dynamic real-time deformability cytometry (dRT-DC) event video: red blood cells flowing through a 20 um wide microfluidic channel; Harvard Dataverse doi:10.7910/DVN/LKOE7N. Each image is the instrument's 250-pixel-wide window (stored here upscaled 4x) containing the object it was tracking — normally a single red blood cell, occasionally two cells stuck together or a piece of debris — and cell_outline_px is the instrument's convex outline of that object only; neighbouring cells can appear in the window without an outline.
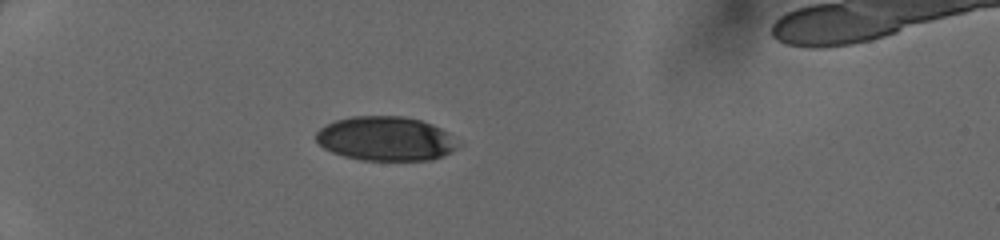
{"species": "human", "species_latin": "Homo sapiens", "temperature_condition": "cold", "stored_images_in_passage": 29, "camera_frame_rate_fps": 3000, "um_per_image_px": 0.085, "donor": {"sex": "female"}, "frame": {"image": 1, "passage_image": 1, "time_ms": 0.0, "image_size_px": [1000, 240], "cell_outline_px": [[448, 148], [440, 156], [420, 160], [372, 160], [348, 156], [336, 152], [320, 144], [316, 140], [316, 136], [328, 124], [340, 120], [364, 116], [392, 116], [416, 120], [428, 124], [436, 128]], "centroid_in_image_um": [32.55, 11.78], "position_along_channel_um": 52.4, "area_um2": 33.0}}
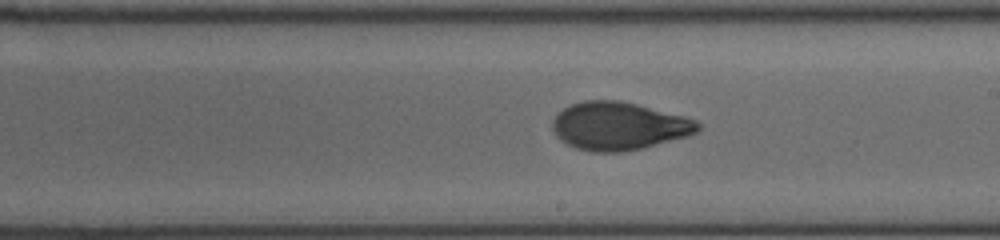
{"frame": {"image": 2, "passage_image": 16, "time_ms": 5.0, "image_size_px": [1000, 240], "cell_outline_px": [[696, 128], [692, 132], [680, 136], [636, 148], [584, 148], [572, 144], [560, 136], [556, 128], [556, 120], [568, 108], [576, 104], [628, 104], [688, 120], [696, 124]], "centroid_in_image_um": [52.58, 10.73], "position_along_channel_um": 236.4, "area_um2": 34.04}}
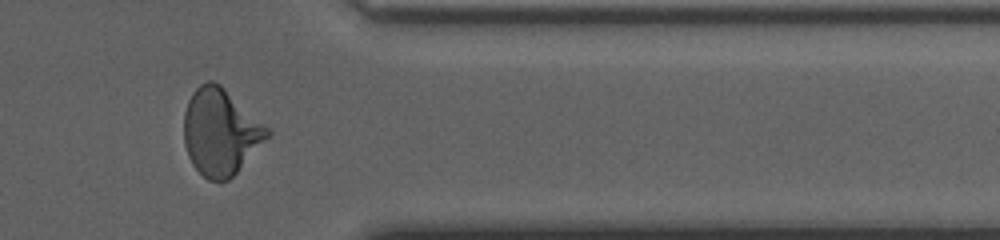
{"frame": {"image": 3, "passage_image": 27, "time_ms": 8.667, "image_size_px": [1000, 240], "cell_outline_px": [[268, 132], [236, 172], [232, 176], [224, 180], [212, 180], [204, 176], [196, 168], [188, 152], [184, 140], [184, 116], [188, 104], [192, 96], [204, 84], [216, 84]], "centroid_in_image_um": [18.63, 11.31], "position_along_channel_um": 392.8, "area_um2": 38.03}}